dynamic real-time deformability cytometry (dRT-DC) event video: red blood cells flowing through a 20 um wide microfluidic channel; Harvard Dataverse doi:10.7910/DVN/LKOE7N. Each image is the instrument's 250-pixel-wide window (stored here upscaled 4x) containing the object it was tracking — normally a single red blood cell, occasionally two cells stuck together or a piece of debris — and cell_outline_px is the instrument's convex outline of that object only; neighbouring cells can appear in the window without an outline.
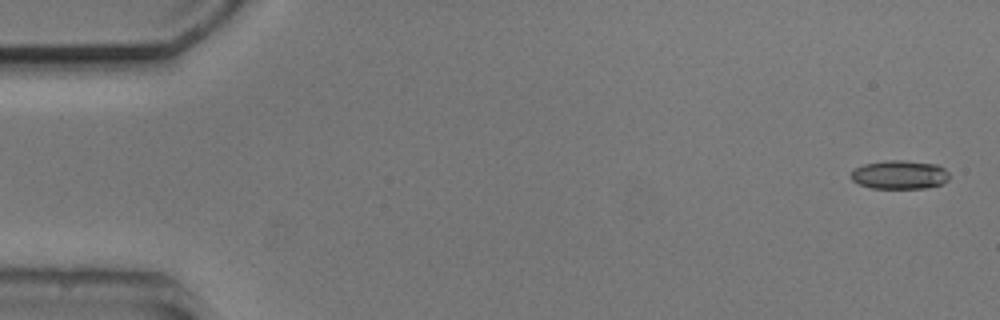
{"species": "common noctule bat (a hibernating species)", "species_latin": "Nyctalus noctula", "temperature_condition": "cold", "stored_images_in_passage": 5, "camera_frame_rate_fps": 3000, "um_per_image_px": 0.085, "animal": {"sex": "male", "body_mass_g": 20.5, "forearm_length_mm": 52.5}, "frame": {"image": 1, "passage_image": 1, "time_ms": 0.0, "image_size_px": [1000, 320], "cell_outline_px": [[948, 180], [940, 184], [924, 188], [872, 188], [860, 184], [852, 180], [848, 176], [856, 168], [864, 164], [884, 160], [904, 160], [936, 164], [944, 168], [948, 172]], "centroid_in_image_um": [76.44, 14.84], "position_along_channel_um": 8.6, "area_um2": 16.42}}
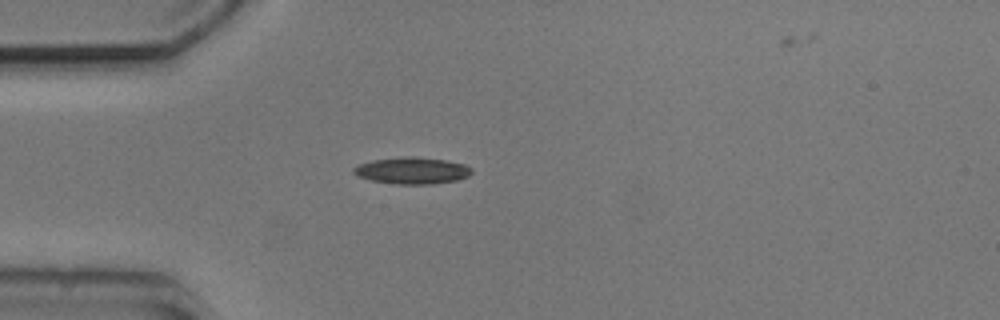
{"frame": {"image": 2, "passage_image": 4, "time_ms": 4.333, "image_size_px": [1000, 320], "cell_outline_px": [[472, 172], [468, 176], [456, 180], [432, 184], [396, 184], [372, 180], [356, 176], [352, 172], [352, 168], [360, 164], [372, 160], [408, 156], [416, 156], [444, 160], [464, 164], [472, 168]], "centroid_in_image_um": [35.01, 14.5], "position_along_channel_um": 50.0, "area_um2": 18.32}}